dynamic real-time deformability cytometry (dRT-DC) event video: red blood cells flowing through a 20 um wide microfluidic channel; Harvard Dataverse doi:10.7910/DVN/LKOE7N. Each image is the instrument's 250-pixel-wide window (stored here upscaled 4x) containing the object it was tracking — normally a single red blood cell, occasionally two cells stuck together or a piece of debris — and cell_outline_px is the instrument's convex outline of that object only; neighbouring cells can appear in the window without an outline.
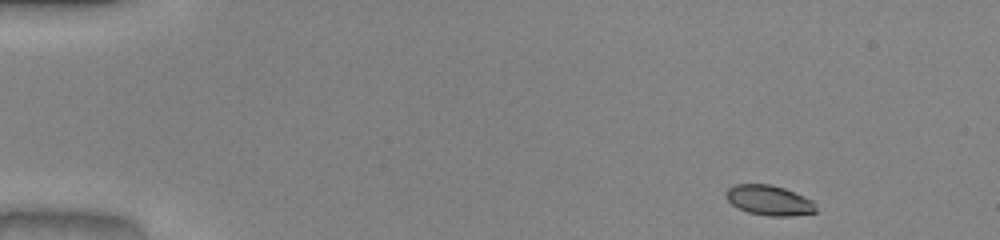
{"species": "common noctule bat (a hibernating species)", "species_latin": "Nyctalus noctula", "temperature_condition": "warm", "stored_images_in_passage": 30, "camera_frame_rate_fps": 3000, "um_per_image_px": 0.085, "animal": {"sex": "male", "body_mass_g": 20.0, "forearm_length_mm": 53.3}, "frame": {"image": 1, "passage_image": 1, "time_ms": 0.0, "image_size_px": [1000, 240], "cell_outline_px": [[816, 212], [792, 216], [768, 216], [748, 212], [732, 204], [724, 196], [724, 192], [728, 188], [736, 184], [768, 184], [784, 188], [804, 196], [812, 200], [816, 208]], "centroid_in_image_um": [65.36, 17.02], "position_along_channel_um": 19.6, "area_um2": 15.72}}
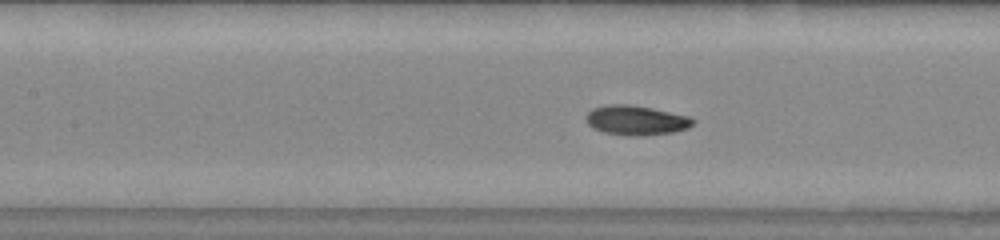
{"frame": {"image": 2, "passage_image": 19, "time_ms": 6.0, "image_size_px": [1000, 240], "cell_outline_px": [[696, 124], [688, 128], [672, 132], [644, 136], [628, 136], [604, 132], [592, 128], [588, 124], [588, 112], [592, 108], [604, 104], [628, 104], [652, 108], [688, 116], [696, 120]], "centroid_in_image_um": [54.09, 10.22], "position_along_channel_um": 153.3, "area_um2": 18.55}}
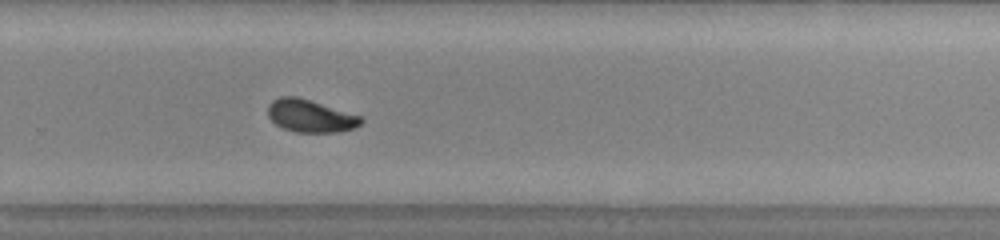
{"frame": {"image": 3, "passage_image": 30, "time_ms": 9.667, "image_size_px": [1000, 240], "cell_outline_px": [[364, 120], [360, 124], [352, 128], [340, 132], [296, 132], [284, 128], [276, 124], [268, 116], [268, 104], [272, 100], [280, 96], [296, 96], [360, 116]], "centroid_in_image_um": [26.34, 9.85], "position_along_channel_um": 303.5, "area_um2": 17.4}}